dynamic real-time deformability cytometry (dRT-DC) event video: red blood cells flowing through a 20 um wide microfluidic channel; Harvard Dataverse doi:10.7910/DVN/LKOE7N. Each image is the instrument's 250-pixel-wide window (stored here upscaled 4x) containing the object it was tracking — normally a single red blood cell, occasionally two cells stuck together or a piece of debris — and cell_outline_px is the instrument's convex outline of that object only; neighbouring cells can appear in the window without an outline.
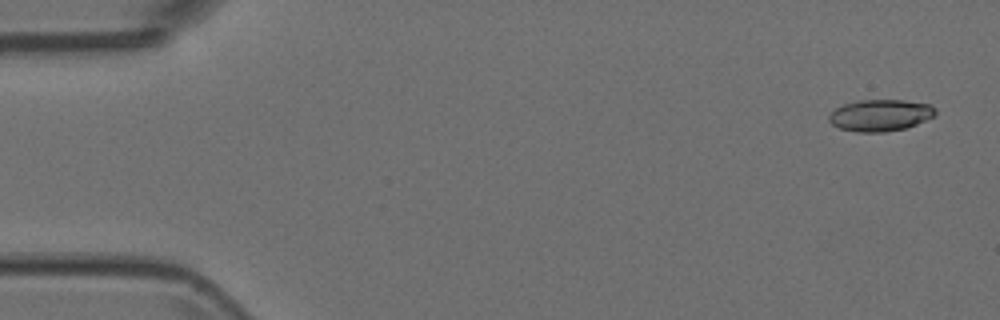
{"species": "Egyptian fruit bat (a non-hibernating species)", "species_latin": "Rousettus aegyptiacus", "temperature_condition": "room temperature", "stored_images_in_passage": 6, "segment_of_instrument_passage": [2, 2], "camera_frame_rate_fps": 3000, "um_per_image_px": 0.085, "animal": {"sex": "female"}, "frame": {"image": 1, "passage_image": 6, "time_ms": 1.667, "image_size_px": [1000, 320], "cell_outline_px": [[936, 112], [932, 116], [916, 124], [904, 128], [884, 132], [856, 132], [840, 128], [832, 124], [828, 120], [828, 116], [836, 108], [844, 104], [856, 100], [904, 100], [928, 104], [936, 108]], "centroid_in_image_um": [74.79, 9.79], "position_along_channel_um": 10.2, "area_um2": 19.48}}